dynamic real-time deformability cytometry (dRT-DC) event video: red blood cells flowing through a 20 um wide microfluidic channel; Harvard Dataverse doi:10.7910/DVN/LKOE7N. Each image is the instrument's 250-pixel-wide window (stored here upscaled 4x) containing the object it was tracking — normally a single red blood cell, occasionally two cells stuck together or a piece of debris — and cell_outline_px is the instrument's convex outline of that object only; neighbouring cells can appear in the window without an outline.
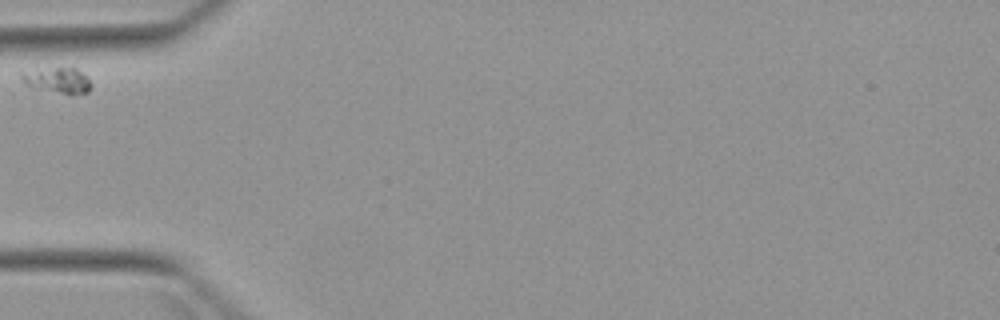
{"species": "Egyptian fruit bat (a non-hibernating species)", "species_latin": "Rousettus aegyptiacus", "temperature_condition": "warm", "stored_images_in_passage": 1, "camera_frame_rate_fps": 3000, "um_per_image_px": 0.085, "animal": {"sex": "female"}, "frame": {"image": 1, "passage_image": 1, "time_ms": 0.0, "image_size_px": [1000, 320], "cell_outline_px": [[92, 84], [88, 92], [72, 96], [28, 88], [20, 80], [20, 72], [56, 68], [76, 68]], "centroid_in_image_um": [4.84, 6.89], "position_along_channel_um": 80.2, "area_um2": 10.69}}